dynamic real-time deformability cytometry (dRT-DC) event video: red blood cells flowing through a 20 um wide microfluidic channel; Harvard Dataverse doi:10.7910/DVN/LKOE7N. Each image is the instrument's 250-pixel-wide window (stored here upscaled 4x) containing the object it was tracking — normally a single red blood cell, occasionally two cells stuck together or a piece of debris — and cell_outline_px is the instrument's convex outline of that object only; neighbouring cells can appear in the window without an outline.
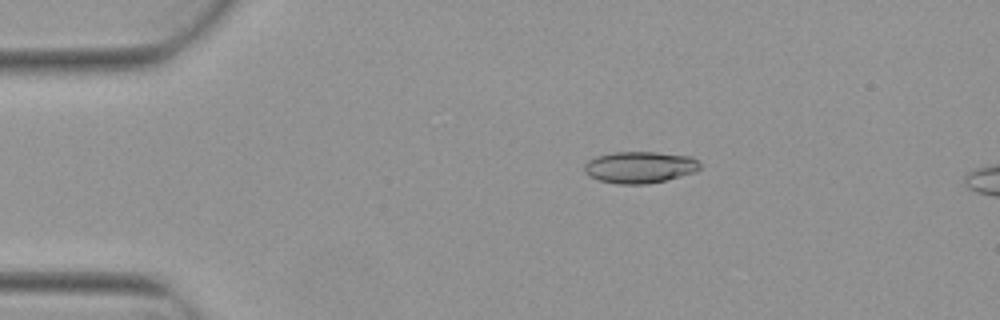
{"species": "Egyptian fruit bat (a non-hibernating species)", "species_latin": "Rousettus aegyptiacus", "temperature_condition": "warm", "stored_images_in_passage": 5, "camera_frame_rate_fps": 3000, "um_per_image_px": 0.085, "animal": {"sex": "female"}, "frame": {"image": 1, "passage_image": 3, "time_ms": 0.667, "image_size_px": [1000, 320], "cell_outline_px": [[700, 168], [696, 172], [648, 184], [616, 184], [600, 180], [588, 176], [584, 172], [584, 164], [588, 160], [596, 156], [612, 152], [656, 152], [692, 156], [700, 164]], "centroid_in_image_um": [54.36, 14.21], "position_along_channel_um": 30.6, "area_um2": 21.44}}